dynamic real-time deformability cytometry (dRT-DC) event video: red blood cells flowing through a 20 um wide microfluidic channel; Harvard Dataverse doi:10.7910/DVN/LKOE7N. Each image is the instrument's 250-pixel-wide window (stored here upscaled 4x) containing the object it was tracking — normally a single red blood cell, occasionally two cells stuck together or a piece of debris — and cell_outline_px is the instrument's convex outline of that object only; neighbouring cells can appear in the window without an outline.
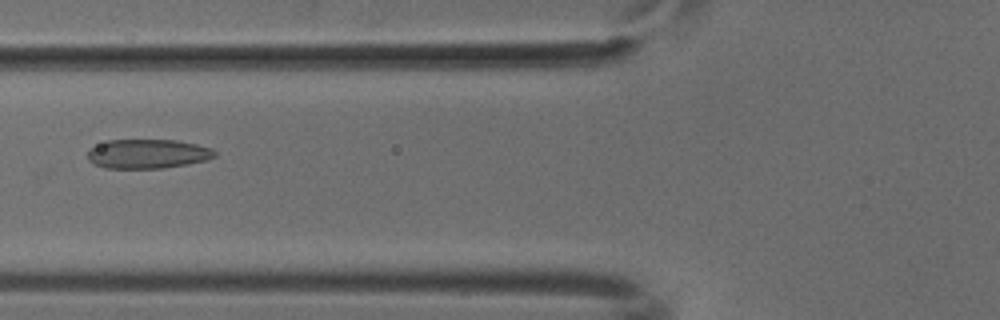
{"species": "common noctule bat (a hibernating species)", "species_latin": "Nyctalus noctula", "temperature_condition": "cold", "stored_images_in_passage": 36, "camera_frame_rate_fps": 3000, "um_per_image_px": 0.085, "animal": {"sex": "male", "body_mass_g": 18.8}, "frame": {"image": 1, "passage_image": 10, "time_ms": 3.0, "image_size_px": [1000, 320], "cell_outline_px": [[216, 156], [204, 160], [188, 164], [164, 168], [104, 168], [88, 160], [88, 148], [108, 140], [176, 140], [196, 144], [212, 148], [216, 152]], "centroid_in_image_um": [12.54, 13.07], "position_along_channel_um": 113.3, "area_um2": 21.68}}
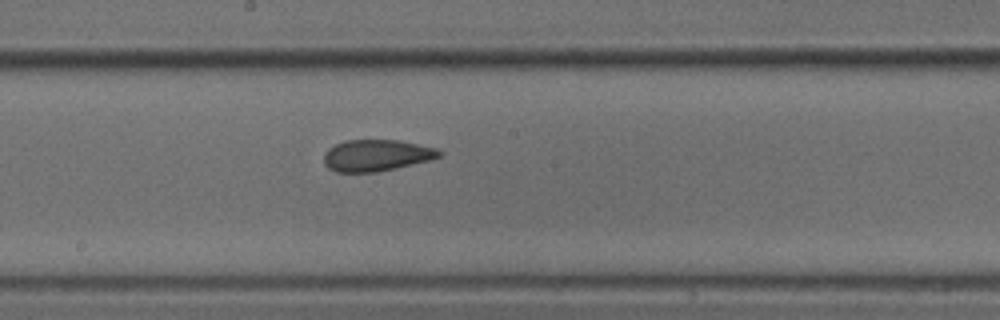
{"frame": {"image": 2, "passage_image": 18, "time_ms": 5.667, "image_size_px": [1000, 320], "cell_outline_px": [[444, 152], [440, 156], [432, 160], [396, 168], [376, 172], [336, 172], [328, 168], [324, 164], [324, 152], [328, 148], [344, 140], [400, 140], [436, 148]], "centroid_in_image_um": [32.0, 13.21], "position_along_channel_um": 216.2, "area_um2": 21.39}}
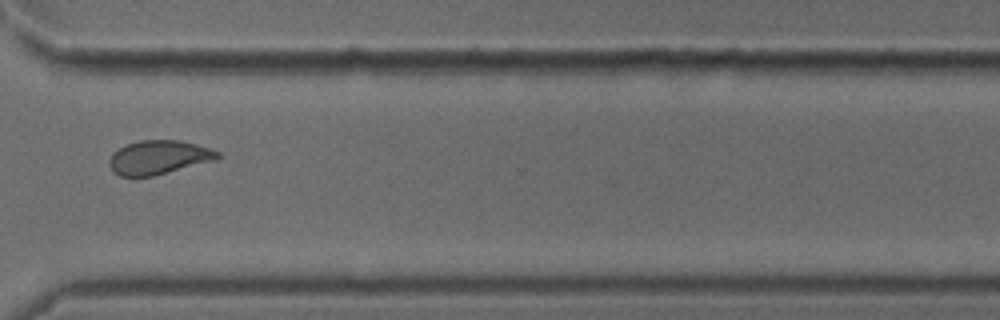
{"frame": {"image": 3, "passage_image": 29, "time_ms": 9.333, "image_size_px": [1000, 320], "cell_outline_px": [[220, 156], [216, 160], [152, 176], [120, 176], [108, 164], [108, 160], [112, 152], [128, 144], [140, 140], [176, 140], [196, 144], [220, 152]], "centroid_in_image_um": [13.49, 13.37], "position_along_channel_um": 357.1, "area_um2": 21.15}}